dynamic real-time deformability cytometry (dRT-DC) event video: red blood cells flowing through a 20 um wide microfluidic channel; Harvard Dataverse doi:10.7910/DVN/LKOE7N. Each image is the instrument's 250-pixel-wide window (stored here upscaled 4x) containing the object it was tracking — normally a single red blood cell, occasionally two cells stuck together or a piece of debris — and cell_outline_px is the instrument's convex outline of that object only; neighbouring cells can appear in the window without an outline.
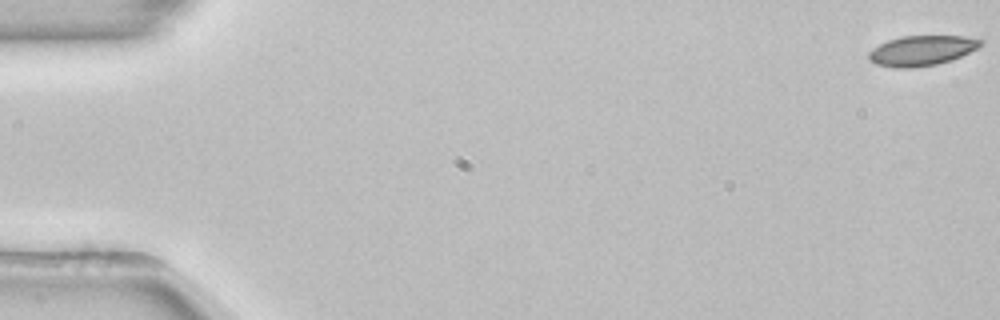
{"species": "common noctule bat (a hibernating species)", "species_latin": "Nyctalus noctula", "temperature_condition": "room temperature", "stored_images_in_passage": 54, "camera_frame_rate_fps": 3000, "um_per_image_px": 0.085, "animal": {"sex": "female", "body_mass_g": 22.7, "forearm_length_mm": 54.2}, "frame": {"image": 1, "passage_image": 1, "time_ms": 0.0, "image_size_px": [1000, 320], "cell_outline_px": [[984, 44], [952, 60], [936, 64], [912, 68], [896, 68], [876, 64], [868, 56], [868, 52], [872, 48], [888, 40], [904, 36], [964, 36], [984, 40]], "centroid_in_image_um": [78.35, 4.29], "position_along_channel_um": 6.6, "area_um2": 19.48}}
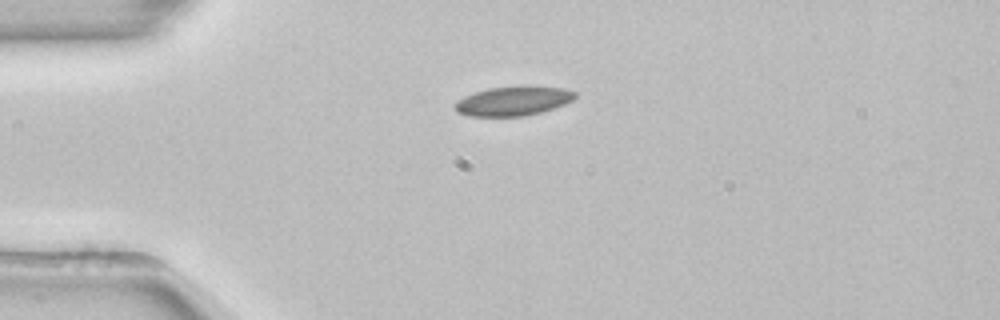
{"frame": {"image": 2, "passage_image": 14, "time_ms": 4.333, "image_size_px": [1000, 320], "cell_outline_px": [[576, 96], [572, 100], [564, 104], [540, 112], [524, 116], [468, 116], [456, 112], [452, 108], [452, 104], [456, 100], [464, 96], [488, 88], [524, 84], [528, 84], [564, 88], [576, 92]], "centroid_in_image_um": [43.58, 8.56], "position_along_channel_um": 41.4, "area_um2": 21.1}}
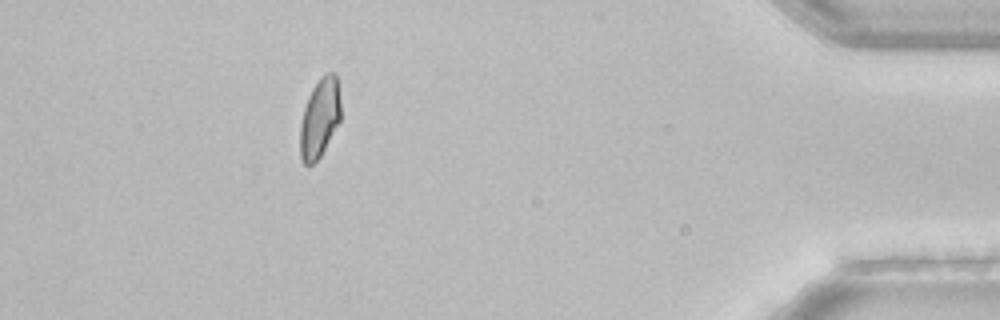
{"frame": {"image": 3, "passage_image": 49, "time_ms": 16.0, "image_size_px": [1000, 320], "cell_outline_px": [[340, 120], [320, 156], [312, 164], [304, 164], [300, 160], [300, 124], [304, 108], [308, 96], [312, 88], [328, 72], [336, 72], [340, 96]], "centroid_in_image_um": [27.17, 10.03], "position_along_channel_um": 408.0, "area_um2": 18.55}, "authors_computed_cell_mechanics": {"area_um2": 19.7387, "velocity_mm_per_s": 3.8501, "shape_relaxation_time_tau1_ms": 3.2333, "shape_relaxation_time_tau2_ms": null, "deformation_change_tau1": 0.0861, "deformation_change_tau2": null}}